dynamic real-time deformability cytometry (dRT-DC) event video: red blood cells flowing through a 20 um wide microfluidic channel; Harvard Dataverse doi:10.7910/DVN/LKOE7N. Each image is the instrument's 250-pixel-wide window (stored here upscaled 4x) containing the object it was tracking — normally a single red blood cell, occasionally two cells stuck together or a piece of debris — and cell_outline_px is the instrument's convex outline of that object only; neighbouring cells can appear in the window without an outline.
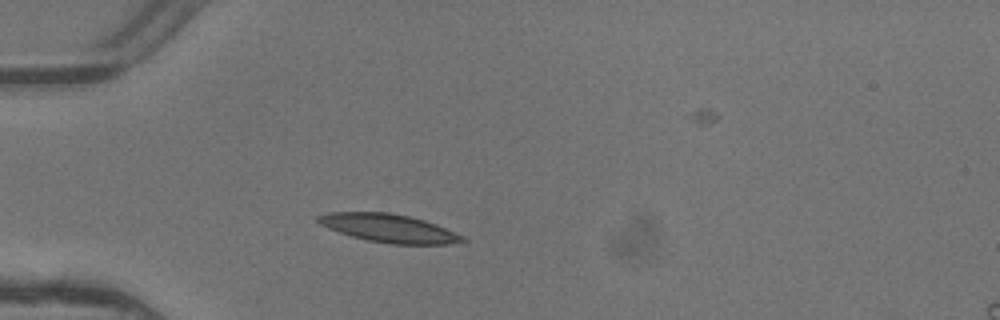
{"species": "common noctule bat (a hibernating species)", "species_latin": "Nyctalus noctula", "temperature_condition": "warm", "stored_images_in_passage": 3, "camera_frame_rate_fps": 3000, "um_per_image_px": 0.085, "animal": {"sex": "female"}, "frame": {"image": 1, "passage_image": 2, "time_ms": 0.333, "image_size_px": [1000, 320], "cell_outline_px": [[468, 240], [448, 244], [392, 244], [368, 240], [352, 236], [328, 228], [320, 224], [316, 220], [316, 216], [328, 212], [388, 212], [408, 216], [424, 220], [436, 224], [464, 236]], "centroid_in_image_um": [33.05, 19.39], "position_along_channel_um": 52.0, "area_um2": 23.64}}